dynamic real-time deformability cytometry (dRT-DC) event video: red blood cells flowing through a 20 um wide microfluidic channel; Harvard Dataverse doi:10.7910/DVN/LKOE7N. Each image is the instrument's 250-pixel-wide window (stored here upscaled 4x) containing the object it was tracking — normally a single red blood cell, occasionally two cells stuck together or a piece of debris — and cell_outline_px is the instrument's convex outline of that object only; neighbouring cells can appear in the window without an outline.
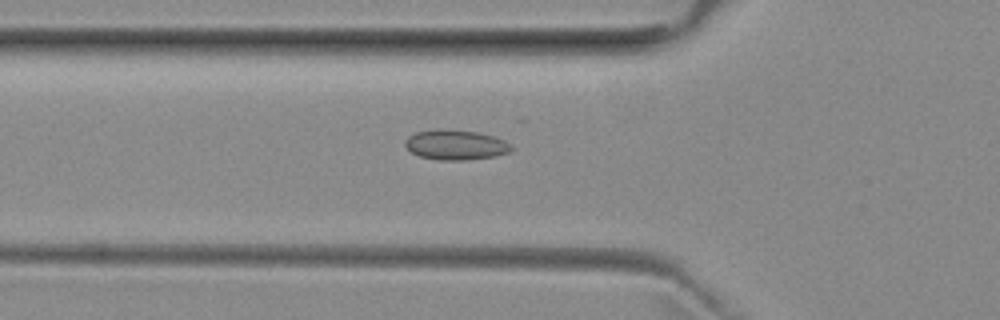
{"species": "common noctule bat (a hibernating species)", "species_latin": "Nyctalus noctula", "temperature_condition": "room temperature", "stored_images_in_passage": 52, "camera_frame_rate_fps": 3000, "um_per_image_px": 0.085, "animal": {"sex": "female", "body_mass_g": 29.2, "forearm_length_mm": 56.3}, "frame": {"image": 1, "passage_image": 18, "time_ms": 5.667, "image_size_px": [1000, 320], "cell_outline_px": [[512, 148], [508, 152], [496, 156], [468, 160], [440, 160], [420, 156], [412, 152], [404, 144], [404, 140], [408, 136], [416, 132], [440, 128], [444, 128], [476, 132], [492, 136], [504, 140], [512, 144]], "centroid_in_image_um": [38.72, 12.3], "position_along_channel_um": 87.1, "area_um2": 18.61}}
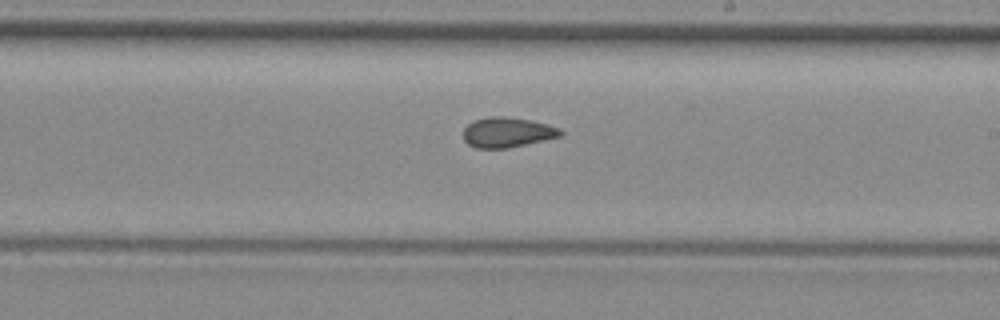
{"frame": {"image": 2, "passage_image": 30, "time_ms": 9.667, "image_size_px": [1000, 320], "cell_outline_px": [[564, 132], [560, 136], [508, 148], [476, 148], [468, 144], [464, 140], [464, 128], [472, 120], [488, 116], [504, 116], [528, 120], [548, 124], [560, 128]], "centroid_in_image_um": [43.09, 11.24], "position_along_channel_um": 245.9, "area_um2": 16.99}}
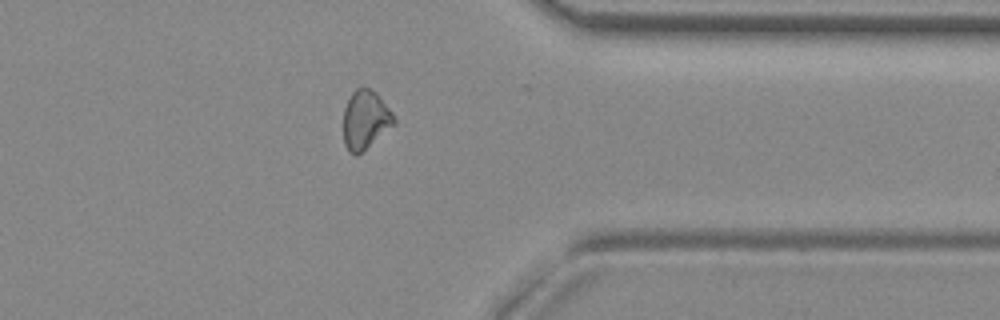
{"frame": {"image": 3, "passage_image": 41, "time_ms": 13.333, "image_size_px": [1000, 320], "cell_outline_px": [[396, 124], [356, 156], [348, 152], [344, 144], [344, 108], [352, 92], [356, 88], [364, 84], [376, 92], [392, 112], [396, 120]], "centroid_in_image_um": [31.06, 10.16], "position_along_channel_um": 380.3, "area_um2": 17.51}, "authors_computed_cell_mechanics": {"area_um2": 17.6868, "velocity_mm_per_s": 3.9653, "shape_relaxation_time_tau1_ms": null, "shape_relaxation_time_tau2_ms": 2.4546, "deformation_change_tau1": null, "deformation_change_tau2": 0.087}}